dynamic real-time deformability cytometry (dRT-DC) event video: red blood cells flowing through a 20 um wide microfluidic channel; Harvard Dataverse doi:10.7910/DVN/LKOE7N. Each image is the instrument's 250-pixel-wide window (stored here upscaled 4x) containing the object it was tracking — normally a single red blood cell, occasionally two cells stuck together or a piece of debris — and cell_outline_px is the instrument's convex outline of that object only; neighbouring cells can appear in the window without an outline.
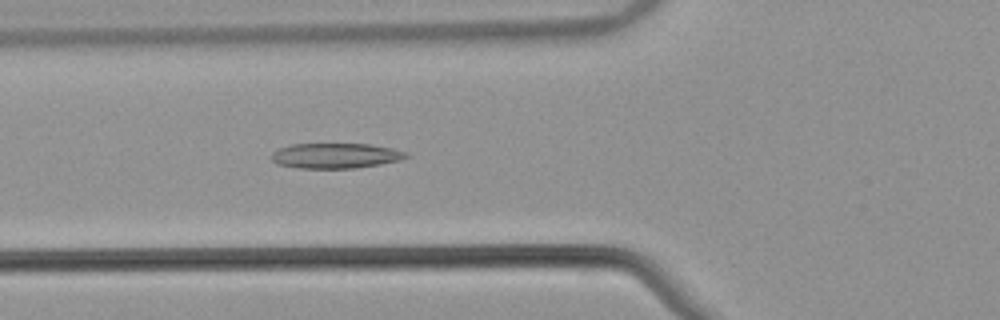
{"species": "common noctule bat (a hibernating species)", "species_latin": "Nyctalus noctula", "temperature_condition": "warm", "stored_images_in_passage": 42, "camera_frame_rate_fps": 3000, "um_per_image_px": 0.085, "animal": {"sex": "male", "body_mass_g": 21.5, "forearm_length_mm": 52.0}, "frame": {"image": 1, "passage_image": 9, "time_ms": 2.667, "image_size_px": [1000, 320], "cell_outline_px": [[408, 156], [400, 160], [380, 164], [356, 168], [300, 168], [276, 164], [272, 160], [272, 152], [280, 148], [292, 144], [368, 144], [392, 148], [404, 152]], "centroid_in_image_um": [28.49, 13.24], "position_along_channel_um": 97.3, "area_um2": 19.59}}
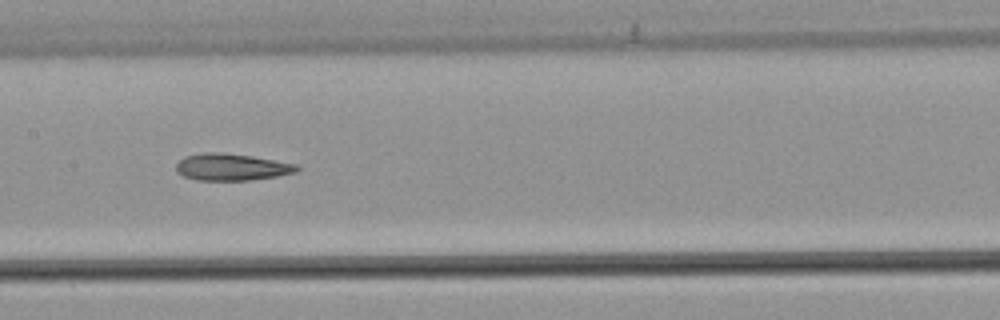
{"frame": {"image": 2, "passage_image": 16, "time_ms": 5.0, "image_size_px": [1000, 320], "cell_outline_px": [[300, 168], [296, 172], [276, 176], [248, 180], [196, 180], [184, 176], [176, 172], [176, 164], [184, 156], [208, 152], [220, 152], [252, 156], [300, 164]], "centroid_in_image_um": [19.7, 14.19], "position_along_channel_um": 187.7, "area_um2": 18.96}}
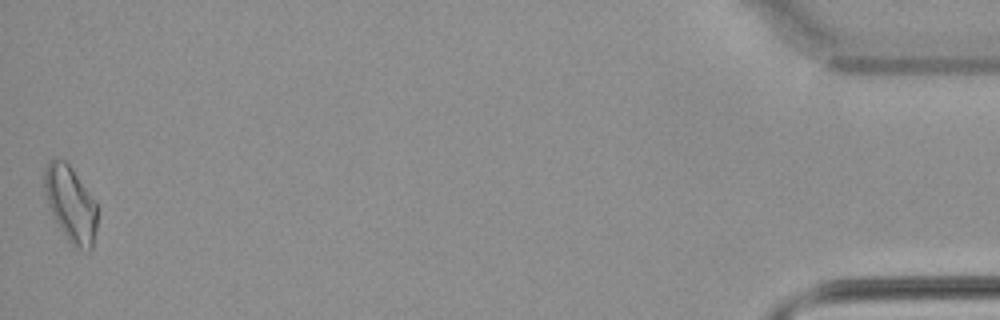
{"frame": {"image": 3, "passage_image": 42, "time_ms": 13.667, "image_size_px": [1000, 320], "cell_outline_px": [[96, 228], [92, 248], [88, 252], [72, 248], [52, 216], [48, 204], [44, 188], [44, 168], [48, 160], [52, 156], [56, 156], [64, 160], [68, 164], [96, 200]], "centroid_in_image_um": [5.98, 17.34], "position_along_channel_um": 429.2, "area_um2": 23.81}, "authors_computed_cell_mechanics": {"area_um2": 19.5075, "velocity_mm_per_s": 3.865, "shape_relaxation_time_tau1_ms": null, "shape_relaxation_time_tau2_ms": 6.9347, "deformation_change_tau1": null, "deformation_change_tau2": 0.1812}}